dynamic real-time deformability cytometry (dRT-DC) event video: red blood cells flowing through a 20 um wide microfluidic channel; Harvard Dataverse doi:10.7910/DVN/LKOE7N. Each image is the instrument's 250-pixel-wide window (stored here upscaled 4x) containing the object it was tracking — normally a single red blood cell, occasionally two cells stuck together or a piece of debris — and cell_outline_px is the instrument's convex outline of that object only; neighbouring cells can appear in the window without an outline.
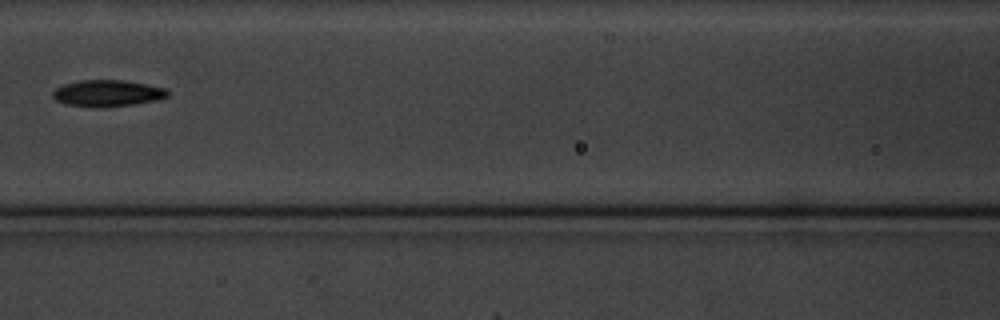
{"species": "common noctule bat (a hibernating species)", "species_latin": "Nyctalus noctula", "temperature_condition": "cold", "stored_images_in_passage": 18, "segment_of_instrument_passage": [1, 2], "camera_frame_rate_fps": 3000, "um_per_image_px": 0.085, "animal": {"sex": "male", "body_mass_g": 20.1, "forearm_length_mm": 53.5}, "frame": {"image": 1, "passage_image": 8, "time_ms": 8.0, "image_size_px": [1000, 320], "cell_outline_px": [[168, 96], [156, 100], [132, 104], [96, 108], [64, 104], [56, 100], [52, 96], [52, 92], [56, 88], [64, 84], [80, 80], [120, 80], [144, 84], [164, 88], [168, 92]], "centroid_in_image_um": [9.07, 7.93], "position_along_channel_um": 157.5, "area_um2": 17.57}}
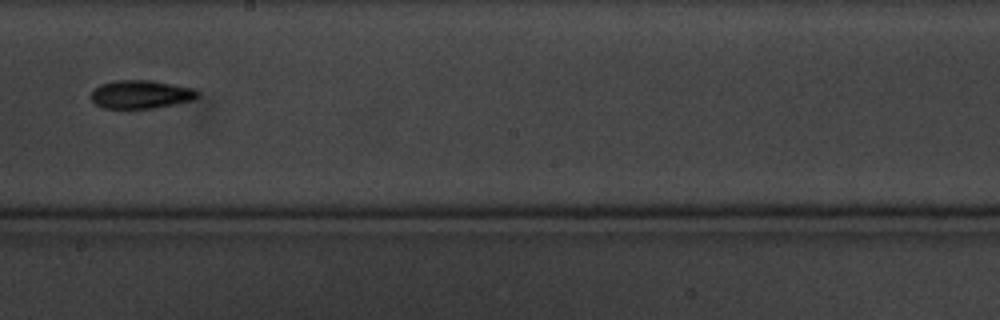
{"frame": {"image": 2, "passage_image": 10, "time_ms": 10.333, "image_size_px": [1000, 320], "cell_outline_px": [[200, 96], [196, 100], [176, 104], [152, 108], [104, 108], [96, 104], [92, 100], [92, 92], [100, 84], [116, 80], [152, 80], [192, 88], [200, 92]], "centroid_in_image_um": [12.03, 8.02], "position_along_channel_um": 236.2, "area_um2": 17.63}}
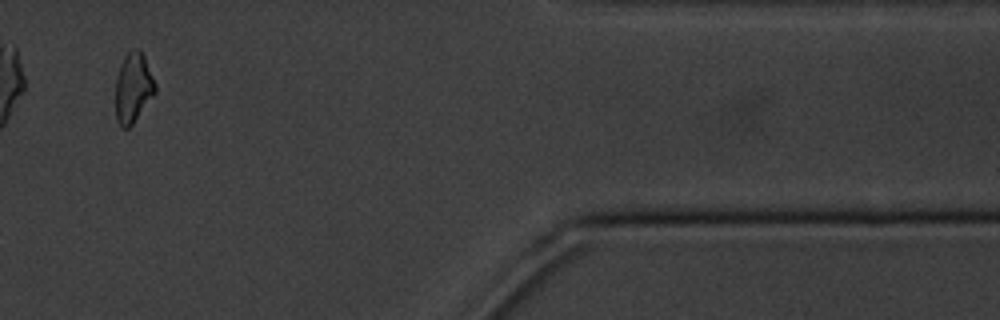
{"frame": {"image": 3, "passage_image": 15, "time_ms": 16.333, "image_size_px": [1000, 320], "cell_outline_px": [[156, 92], [132, 124], [128, 128], [120, 128], [116, 120], [116, 80], [120, 64], [124, 56], [132, 48], [140, 48], [144, 56], [156, 84]], "centroid_in_image_um": [11.32, 7.44], "position_along_channel_um": 400.1, "area_um2": 16.18}}